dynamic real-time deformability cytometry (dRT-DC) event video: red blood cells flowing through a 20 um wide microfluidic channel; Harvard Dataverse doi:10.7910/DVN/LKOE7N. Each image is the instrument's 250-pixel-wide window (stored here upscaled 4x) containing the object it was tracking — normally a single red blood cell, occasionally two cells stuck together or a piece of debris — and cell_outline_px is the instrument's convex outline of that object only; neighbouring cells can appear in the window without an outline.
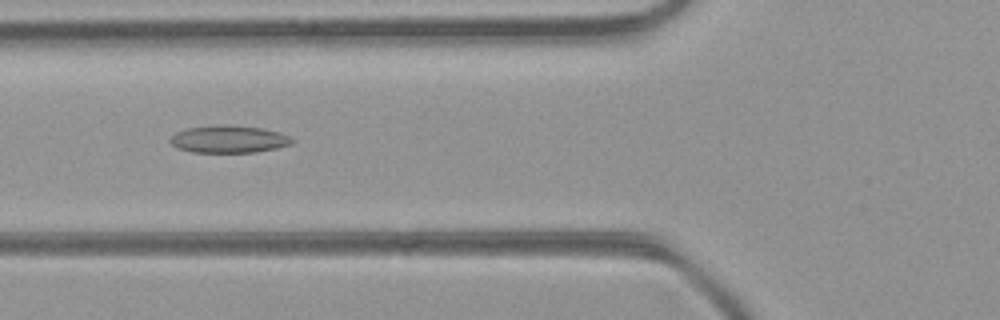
{"species": "common noctule bat (a hibernating species)", "species_latin": "Nyctalus noctula", "temperature_condition": "room temperature", "stored_images_in_passage": 42, "camera_frame_rate_fps": 3000, "um_per_image_px": 0.085, "animal": {"sex": "female", "body_mass_g": 21.9}, "frame": {"image": 1, "passage_image": 13, "time_ms": 4.0, "image_size_px": [1000, 320], "cell_outline_px": [[292, 144], [276, 148], [256, 152], [192, 152], [176, 148], [168, 140], [176, 132], [188, 128], [260, 128], [280, 132], [288, 136], [292, 140]], "centroid_in_image_um": [19.44, 11.89], "position_along_channel_um": 106.4, "area_um2": 18.26}}
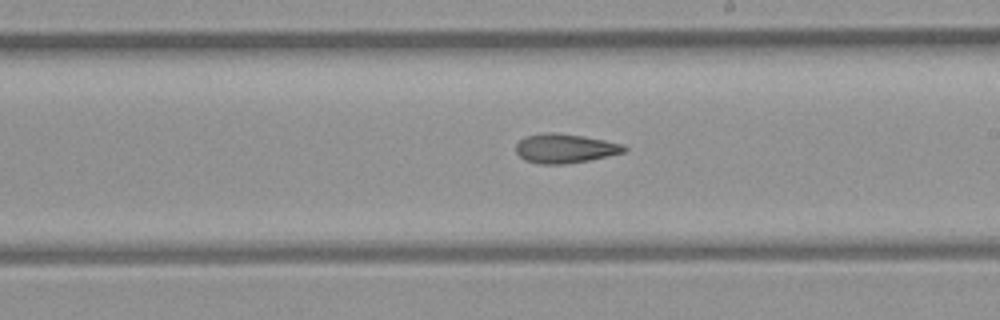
{"frame": {"image": 2, "passage_image": 22, "time_ms": 7.0, "image_size_px": [1000, 320], "cell_outline_px": [[628, 148], [624, 152], [608, 156], [588, 160], [564, 164], [540, 164], [524, 160], [516, 152], [516, 144], [524, 136], [540, 132], [556, 132], [584, 136], [624, 144]], "centroid_in_image_um": [48.0, 12.6], "position_along_channel_um": 241.0, "area_um2": 18.61}}
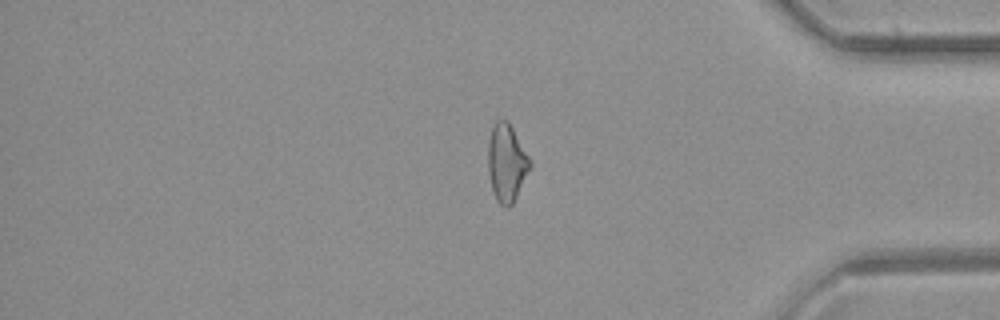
{"frame": {"image": 3, "passage_image": 34, "time_ms": 11.0, "image_size_px": [1000, 320], "cell_outline_px": [[532, 168], [512, 204], [508, 208], [504, 208], [496, 200], [492, 192], [488, 172], [488, 144], [492, 128], [496, 120], [508, 120], [528, 156], [532, 164]], "centroid_in_image_um": [43.06, 13.88], "position_along_channel_um": 392.1, "area_um2": 19.07}, "authors_computed_cell_mechanics": {"area_um2": 19.1029, "velocity_mm_per_s": 4.4733, "shape_relaxation_time_tau1_ms": null, "shape_relaxation_time_tau2_ms": 2.5165, "deformation_change_tau1": null, "deformation_change_tau2": 0.1186}}